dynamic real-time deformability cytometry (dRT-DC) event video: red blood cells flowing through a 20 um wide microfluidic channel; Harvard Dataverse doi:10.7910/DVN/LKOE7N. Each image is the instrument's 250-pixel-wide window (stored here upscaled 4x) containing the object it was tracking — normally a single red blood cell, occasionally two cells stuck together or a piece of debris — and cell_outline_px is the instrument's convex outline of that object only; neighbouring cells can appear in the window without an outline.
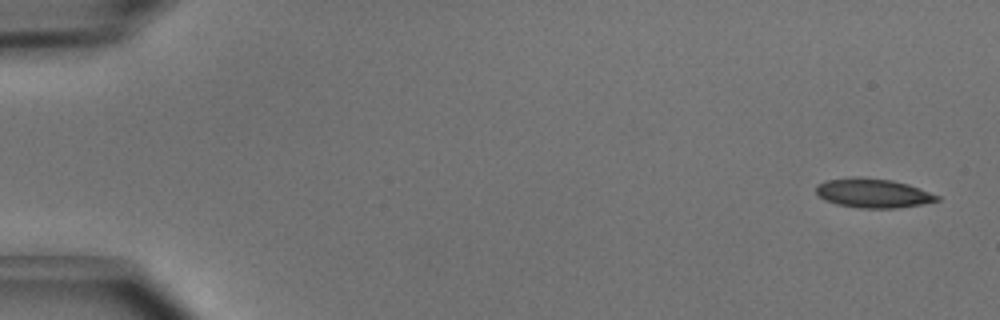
{"species": "common noctule bat (a hibernating species)", "species_latin": "Nyctalus noctula", "temperature_condition": "cold", "stored_images_in_passage": 7, "camera_frame_rate_fps": 3000, "um_per_image_px": 0.085, "animal": {"sex": "male", "body_mass_g": 15.6}, "frame": {"image": 1, "passage_image": 1, "time_ms": 0.0, "image_size_px": [1000, 320], "cell_outline_px": [[940, 200], [920, 204], [896, 208], [860, 208], [836, 204], [824, 200], [816, 192], [816, 184], [824, 180], [852, 176], [860, 176], [892, 180], [908, 184], [920, 188], [940, 196]], "centroid_in_image_um": [74.17, 16.4], "position_along_channel_um": 10.8, "area_um2": 20.81}}
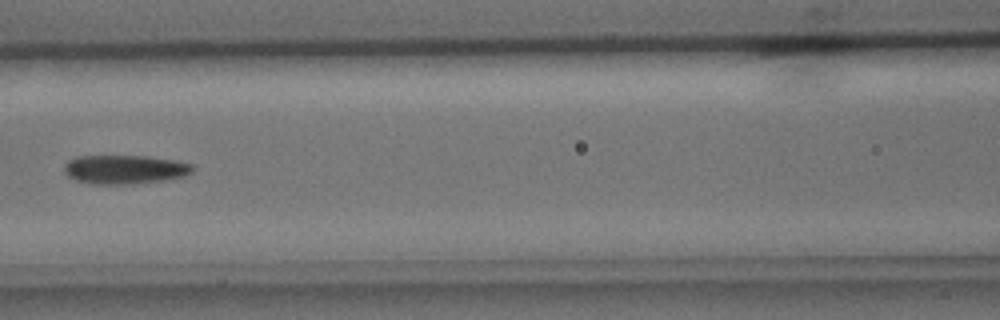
{"frame": {"image": 2, "passage_image": 6, "time_ms": 1.667, "image_size_px": [1000, 320], "cell_outline_px": [[192, 172], [184, 176], [160, 180], [128, 184], [92, 184], [76, 180], [68, 176], [64, 172], [64, 164], [68, 160], [76, 156], [148, 156], [176, 160], [192, 164]], "centroid_in_image_um": [10.56, 14.39], "position_along_channel_um": 156.0, "area_um2": 21.56}}
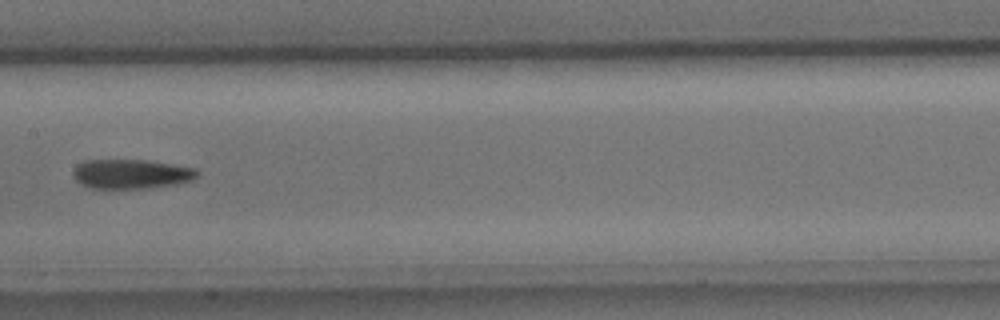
{"frame": {"image": 3, "passage_image": 7, "time_ms": 2.0, "image_size_px": [1000, 320], "cell_outline_px": [[200, 172], [192, 180], [176, 184], [148, 188], [92, 188], [80, 184], [72, 176], [72, 172], [76, 164], [88, 160], [148, 160], [196, 168]], "centroid_in_image_um": [11.14, 14.78], "position_along_channel_um": 196.3, "area_um2": 21.39}}